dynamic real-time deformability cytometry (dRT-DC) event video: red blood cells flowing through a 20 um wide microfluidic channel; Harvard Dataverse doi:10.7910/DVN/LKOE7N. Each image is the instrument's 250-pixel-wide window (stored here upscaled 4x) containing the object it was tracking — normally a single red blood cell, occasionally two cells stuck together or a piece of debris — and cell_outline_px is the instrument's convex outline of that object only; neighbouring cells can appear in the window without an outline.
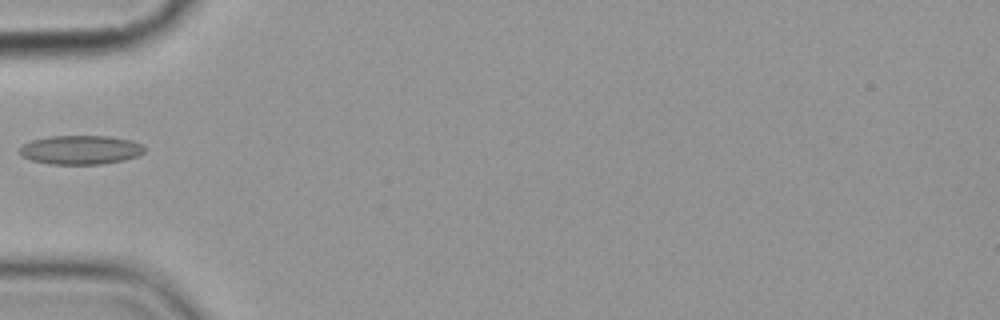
{"species": "common noctule bat (a hibernating species)", "species_latin": "Nyctalus noctula", "temperature_condition": "cold", "stored_images_in_passage": 7, "camera_frame_rate_fps": 3000, "um_per_image_px": 0.085, "animal": {"sex": "female", "body_mass_g": 19.9}, "frame": {"image": 1, "passage_image": 6, "time_ms": 5.667, "image_size_px": [1000, 320], "cell_outline_px": [[144, 152], [140, 156], [124, 160], [100, 164], [52, 164], [32, 160], [20, 156], [20, 148], [24, 144], [32, 140], [48, 136], [108, 136], [132, 140], [144, 144]], "centroid_in_image_um": [6.89, 12.73], "position_along_channel_um": 78.1, "area_um2": 21.21}}
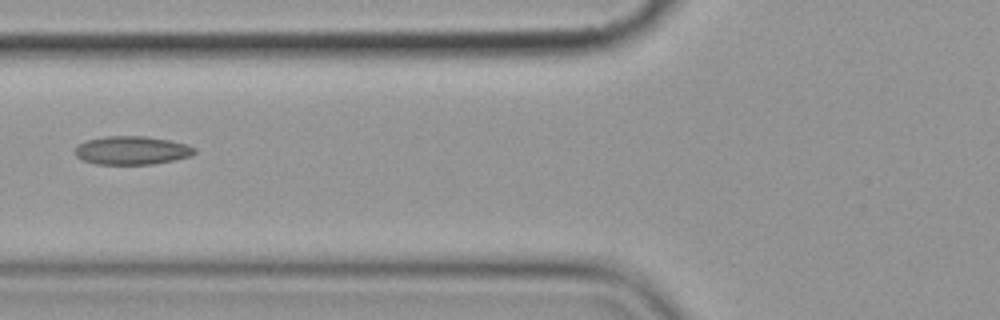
{"frame": {"image": 2, "passage_image": 7, "time_ms": 6.667, "image_size_px": [1000, 320], "cell_outline_px": [[196, 152], [192, 156], [152, 164], [96, 164], [84, 160], [76, 156], [76, 144], [88, 140], [104, 136], [148, 136], [172, 140], [188, 144], [196, 148]], "centroid_in_image_um": [11.25, 12.77], "position_along_channel_um": 114.6, "area_um2": 19.94}}